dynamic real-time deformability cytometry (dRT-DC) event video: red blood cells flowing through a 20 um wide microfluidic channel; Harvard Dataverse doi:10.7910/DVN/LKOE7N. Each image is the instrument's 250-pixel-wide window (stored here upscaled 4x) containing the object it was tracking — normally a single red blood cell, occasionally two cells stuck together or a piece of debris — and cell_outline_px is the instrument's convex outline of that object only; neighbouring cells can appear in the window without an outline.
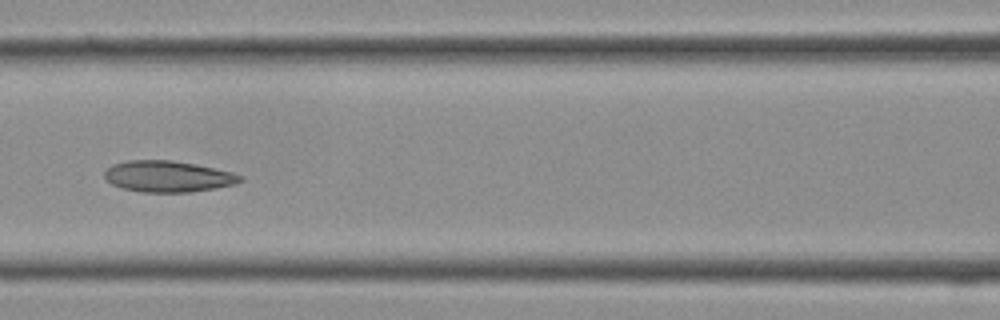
{"species": "Egyptian fruit bat (a non-hibernating species)", "species_latin": "Rousettus aegyptiacus", "temperature_condition": "cold", "stored_images_in_passage": 17, "camera_frame_rate_fps": 3000, "um_per_image_px": 0.085, "frame": {"image": 1, "passage_image": 12, "time_ms": 3.667, "image_size_px": [1000, 320], "cell_outline_px": [[244, 180], [236, 184], [216, 188], [192, 192], [144, 192], [124, 188], [112, 184], [104, 180], [104, 172], [112, 164], [128, 160], [172, 160], [196, 164], [232, 172], [244, 176]], "centroid_in_image_um": [14.3, 14.99], "position_along_channel_um": 152.3, "area_um2": 24.85}}
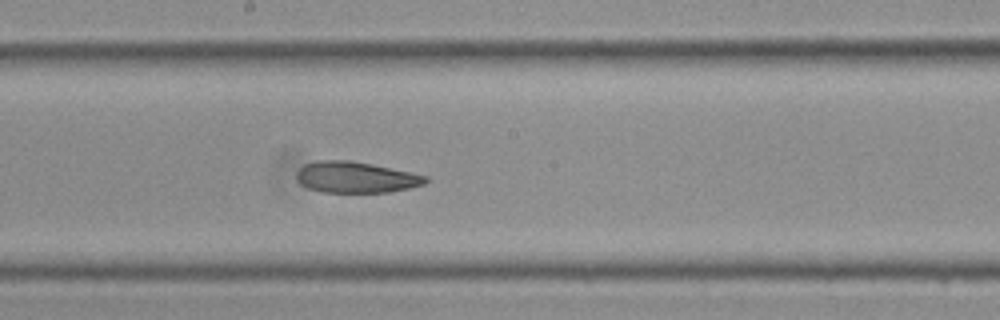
{"frame": {"image": 2, "passage_image": 15, "time_ms": 4.667, "image_size_px": [1000, 320], "cell_outline_px": [[428, 180], [424, 184], [408, 188], [388, 192], [324, 192], [308, 188], [300, 184], [296, 180], [296, 172], [304, 164], [316, 160], [348, 160], [372, 164], [428, 176]], "centroid_in_image_um": [30.2, 15.06], "position_along_channel_um": 218.0, "area_um2": 23.35}}
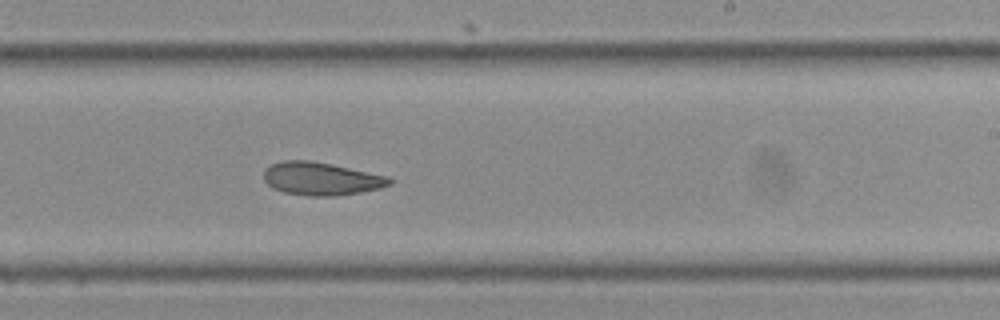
{"frame": {"image": 3, "passage_image": 17, "time_ms": 5.333, "image_size_px": [1000, 320], "cell_outline_px": [[392, 184], [380, 188], [360, 192], [336, 196], [308, 196], [284, 192], [272, 188], [264, 180], [264, 172], [272, 164], [284, 160], [308, 160], [332, 164], [388, 176], [392, 180]], "centroid_in_image_um": [27.31, 15.19], "position_along_channel_um": 261.7, "area_um2": 24.1}}